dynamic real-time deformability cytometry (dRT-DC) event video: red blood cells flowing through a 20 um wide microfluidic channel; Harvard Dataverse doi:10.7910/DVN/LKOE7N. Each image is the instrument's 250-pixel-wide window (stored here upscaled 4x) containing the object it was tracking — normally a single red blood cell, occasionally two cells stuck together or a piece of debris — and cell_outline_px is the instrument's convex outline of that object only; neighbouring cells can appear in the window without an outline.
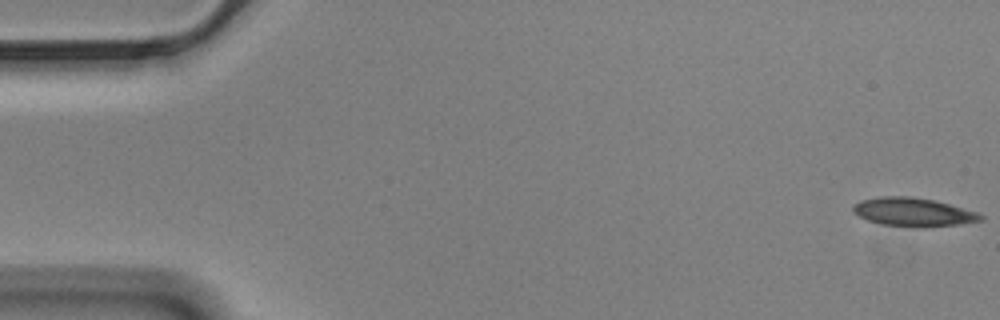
{"species": "Egyptian fruit bat (a non-hibernating species)", "species_latin": "Rousettus aegyptiacus", "temperature_condition": "cold", "stored_images_in_passage": 3, "camera_frame_rate_fps": 3000, "um_per_image_px": 0.085, "animal": {"sex": "male"}, "frame": {"image": 1, "passage_image": 1, "time_ms": 0.0, "image_size_px": [1000, 320], "cell_outline_px": [[984, 220], [960, 224], [924, 228], [920, 228], [880, 224], [868, 220], [852, 212], [852, 208], [860, 200], [880, 196], [908, 196], [932, 200], [980, 212], [984, 216]], "centroid_in_image_um": [77.66, 18.04], "position_along_channel_um": 7.3, "area_um2": 21.39}}